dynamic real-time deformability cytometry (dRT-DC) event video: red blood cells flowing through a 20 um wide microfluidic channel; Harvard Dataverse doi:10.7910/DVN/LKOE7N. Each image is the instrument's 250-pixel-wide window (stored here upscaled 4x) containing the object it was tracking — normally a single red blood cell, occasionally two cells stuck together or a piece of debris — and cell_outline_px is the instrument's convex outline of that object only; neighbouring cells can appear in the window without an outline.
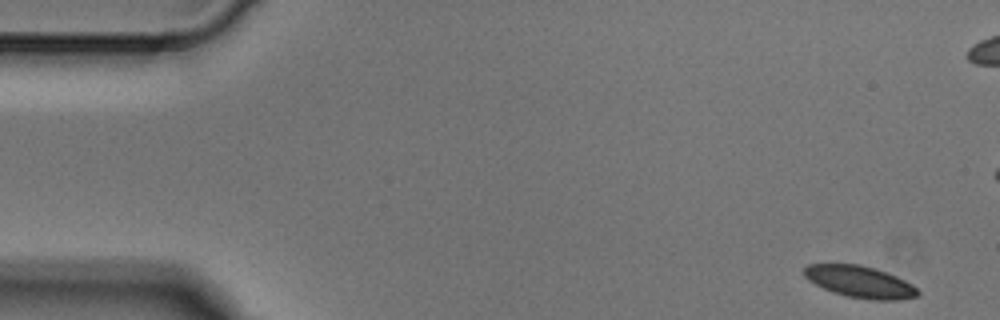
{"species": "Egyptian fruit bat (a non-hibernating species)", "species_latin": "Rousettus aegyptiacus", "temperature_condition": "cold", "stored_images_in_passage": 5, "camera_frame_rate_fps": 3000, "um_per_image_px": 0.085, "animal": {"sex": "male"}, "frame": {"image": 1, "passage_image": 1, "time_ms": 0.0, "image_size_px": [1000, 320], "cell_outline_px": [[920, 292], [916, 296], [900, 300], [872, 300], [848, 296], [832, 292], [808, 280], [804, 276], [804, 268], [808, 264], [860, 264], [876, 268], [896, 276], [912, 284]], "centroid_in_image_um": [73.09, 23.95], "position_along_channel_um": 11.9, "area_um2": 20.98}}